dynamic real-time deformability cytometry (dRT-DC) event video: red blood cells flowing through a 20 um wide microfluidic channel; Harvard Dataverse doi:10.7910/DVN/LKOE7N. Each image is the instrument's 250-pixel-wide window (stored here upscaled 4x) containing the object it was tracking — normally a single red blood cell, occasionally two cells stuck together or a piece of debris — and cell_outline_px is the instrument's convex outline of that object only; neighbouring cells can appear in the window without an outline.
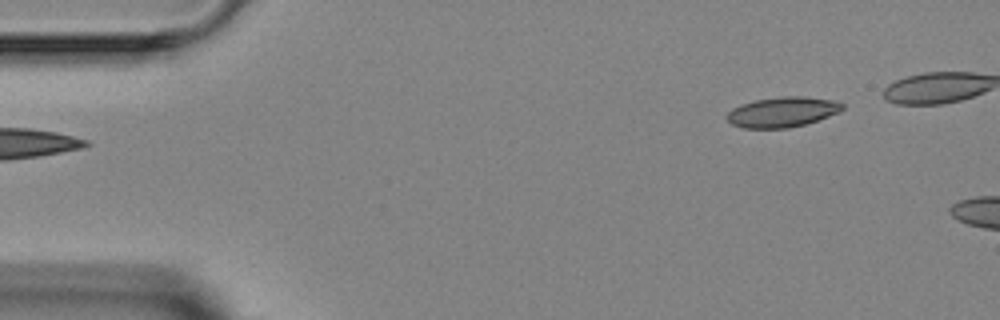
{"species": "Egyptian fruit bat (a non-hibernating species)", "species_latin": "Rousettus aegyptiacus", "temperature_condition": "room temperature", "stored_images_in_passage": 5, "camera_frame_rate_fps": 3000, "um_per_image_px": 0.085, "animal": {"sex": "female"}, "frame": {"image": 1, "passage_image": 5, "time_ms": 4.667, "image_size_px": [1000, 320], "cell_outline_px": [[844, 108], [840, 112], [804, 124], [788, 128], [744, 128], [732, 124], [724, 116], [732, 108], [756, 100], [784, 96], [804, 96], [832, 100], [844, 104]], "centroid_in_image_um": [66.5, 9.52], "position_along_channel_um": 18.5, "area_um2": 20.11}}